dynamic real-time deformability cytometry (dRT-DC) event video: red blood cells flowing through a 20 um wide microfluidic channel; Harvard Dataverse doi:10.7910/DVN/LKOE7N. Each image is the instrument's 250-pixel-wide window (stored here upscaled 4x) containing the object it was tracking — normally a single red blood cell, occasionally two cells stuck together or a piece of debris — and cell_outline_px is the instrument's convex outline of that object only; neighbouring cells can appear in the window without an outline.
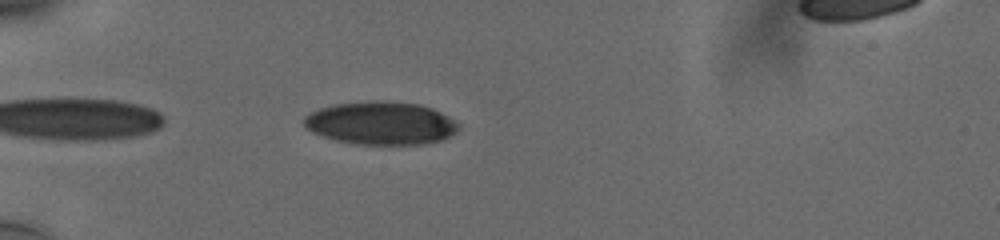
{"species": "human", "species_latin": "Homo sapiens", "temperature_condition": "cold", "stored_images_in_passage": 41, "camera_frame_rate_fps": 3000, "um_per_image_px": 0.085, "donor": {"sex": "male"}, "frame": {"image": 1, "passage_image": 3, "time_ms": 0.667, "image_size_px": [1000, 240], "cell_outline_px": [[460, 124], [456, 132], [440, 140], [420, 144], [356, 144], [336, 140], [312, 132], [304, 124], [304, 116], [320, 108], [332, 104], [372, 100], [388, 100], [420, 104], [432, 108], [448, 116]], "centroid_in_image_um": [32.38, 10.44], "position_along_channel_um": 52.6, "area_um2": 38.73}}
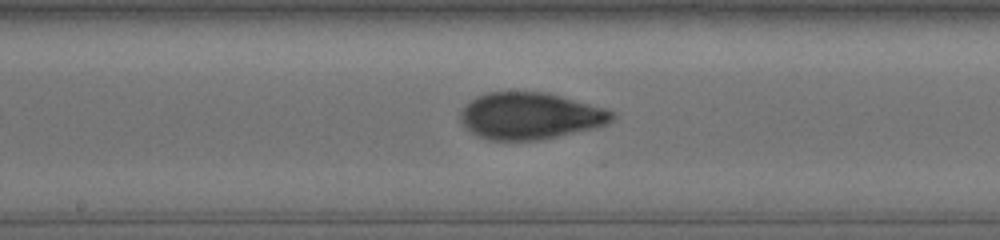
{"frame": {"image": 2, "passage_image": 17, "time_ms": 5.333, "image_size_px": [1000, 240], "cell_outline_px": [[616, 116], [612, 120], [604, 124], [592, 128], [544, 140], [488, 140], [476, 136], [464, 128], [460, 120], [460, 112], [476, 96], [488, 92], [544, 92], [560, 96], [604, 108], [612, 112]], "centroid_in_image_um": [45.01, 9.87], "position_along_channel_um": 203.2, "area_um2": 41.15}}
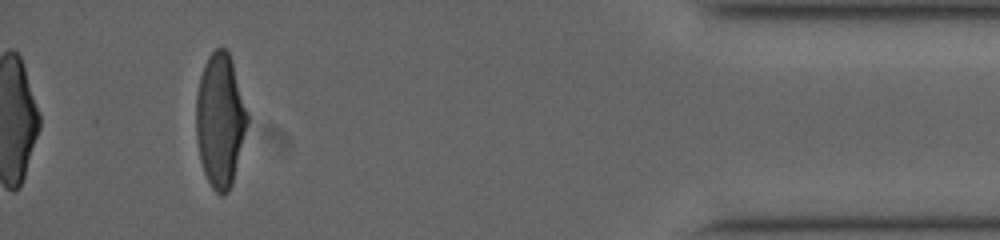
{"frame": {"image": 3, "passage_image": 38, "time_ms": 12.333, "image_size_px": [1000, 240], "cell_outline_px": [[248, 124], [232, 184], [228, 192], [224, 196], [220, 196], [212, 188], [204, 172], [200, 160], [196, 140], [196, 96], [200, 76], [204, 64], [208, 56], [216, 48], [224, 48], [228, 52], [232, 60], [248, 112]], "centroid_in_image_um": [18.71, 10.23], "position_along_channel_um": 416.5, "area_um2": 40.11}, "authors_computed_cell_mechanics": {"area_um2": 40.4022, "velocity_mm_per_s": 3.7683, "shape_relaxation_time_tau1_ms": 4.1782, "shape_relaxation_time_tau2_ms": 0.9249, "deformation_change_tau1": 0.1636, "deformation_change_tau2": 0.0589}}